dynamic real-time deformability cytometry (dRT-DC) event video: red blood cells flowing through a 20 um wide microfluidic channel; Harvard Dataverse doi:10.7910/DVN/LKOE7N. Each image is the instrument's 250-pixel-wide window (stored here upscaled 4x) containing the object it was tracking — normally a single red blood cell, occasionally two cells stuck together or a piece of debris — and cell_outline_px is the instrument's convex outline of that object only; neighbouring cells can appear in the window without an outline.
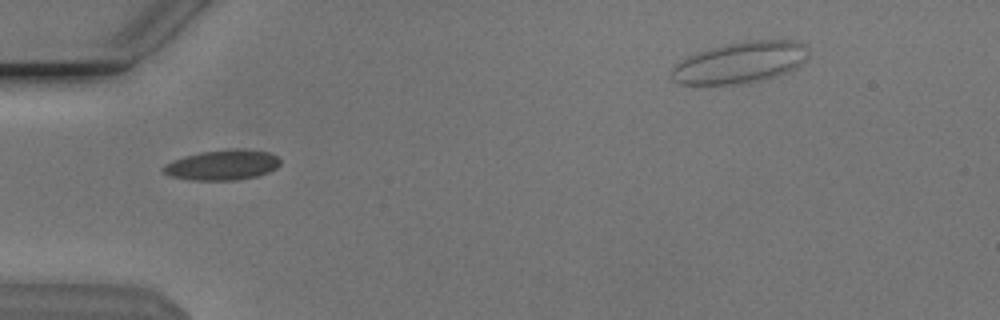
{"species": "Egyptian fruit bat (a non-hibernating species)", "species_latin": "Rousettus aegyptiacus", "temperature_condition": "cold", "stored_images_in_passage": 45, "camera_frame_rate_fps": 3000, "um_per_image_px": 0.085, "animal": {"sex": "male"}, "frame": {"image": 1, "passage_image": 9, "time_ms": 2.667, "image_size_px": [1000, 320], "cell_outline_px": [[280, 164], [276, 168], [268, 172], [256, 176], [236, 180], [192, 180], [172, 176], [164, 172], [160, 168], [164, 164], [172, 160], [200, 152], [228, 148], [236, 148], [268, 152], [276, 156], [280, 160]], "centroid_in_image_um": [18.89, 14.01], "position_along_channel_um": 66.1, "area_um2": 20.58}}
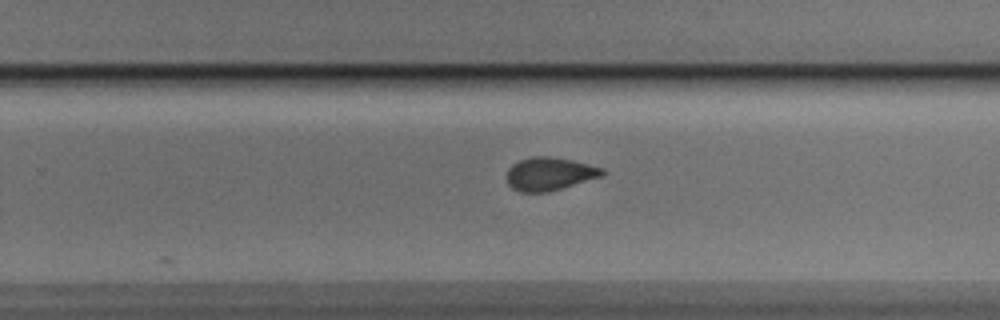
{"frame": {"image": 2, "passage_image": 26, "time_ms": 8.333, "image_size_px": [1000, 320], "cell_outline_px": [[604, 172], [600, 176], [548, 192], [520, 192], [512, 188], [508, 184], [504, 176], [508, 168], [512, 164], [520, 160], [532, 156], [548, 156], [572, 160], [604, 168]], "centroid_in_image_um": [46.63, 14.77], "position_along_channel_um": 283.2, "area_um2": 18.38}}
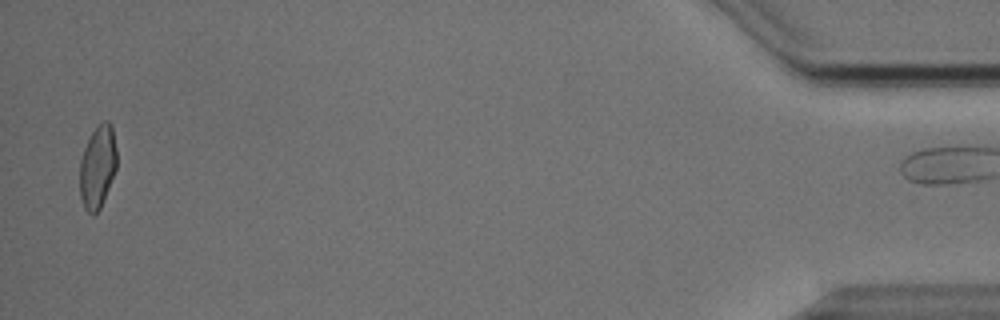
{"frame": {"image": 3, "passage_image": 44, "time_ms": 14.333, "image_size_px": [1000, 320], "cell_outline_px": [[116, 168], [100, 208], [92, 216], [84, 208], [80, 196], [80, 160], [84, 148], [92, 132], [104, 120], [108, 120], [112, 124], [116, 148]], "centroid_in_image_um": [8.29, 14.17], "position_along_channel_um": 426.9, "area_um2": 17.69}, "authors_computed_cell_mechanics": {"area_um2": 18.5538, "velocity_mm_per_s": 3.8526, "shape_relaxation_time_tau1_ms": 5.1683, "shape_relaxation_time_tau2_ms": 1.3636, "deformation_change_tau1": 0.1444, "deformation_change_tau2": 0.0581}}